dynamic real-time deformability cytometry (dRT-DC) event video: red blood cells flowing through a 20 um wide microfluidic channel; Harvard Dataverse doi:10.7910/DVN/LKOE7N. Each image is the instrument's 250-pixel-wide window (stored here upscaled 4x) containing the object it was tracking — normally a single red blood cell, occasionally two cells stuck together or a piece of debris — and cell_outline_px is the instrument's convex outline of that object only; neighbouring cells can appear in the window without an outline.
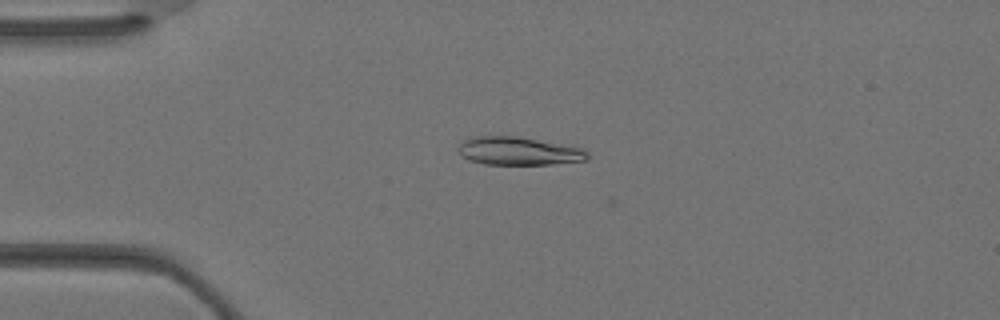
{"species": "Egyptian fruit bat (a non-hibernating species)", "species_latin": "Rousettus aegyptiacus", "temperature_condition": "warm", "stored_images_in_passage": 8, "camera_frame_rate_fps": 3000, "um_per_image_px": 0.085, "animal": {"sex": "female"}, "frame": {"image": 1, "passage_image": 7, "time_ms": 2.0, "image_size_px": [1000, 320], "cell_outline_px": [[588, 160], [552, 164], [484, 164], [468, 160], [460, 156], [456, 148], [464, 140], [476, 136], [516, 136], [580, 148], [588, 152]], "centroid_in_image_um": [44.01, 12.85], "position_along_channel_um": 41.0, "area_um2": 21.04}}